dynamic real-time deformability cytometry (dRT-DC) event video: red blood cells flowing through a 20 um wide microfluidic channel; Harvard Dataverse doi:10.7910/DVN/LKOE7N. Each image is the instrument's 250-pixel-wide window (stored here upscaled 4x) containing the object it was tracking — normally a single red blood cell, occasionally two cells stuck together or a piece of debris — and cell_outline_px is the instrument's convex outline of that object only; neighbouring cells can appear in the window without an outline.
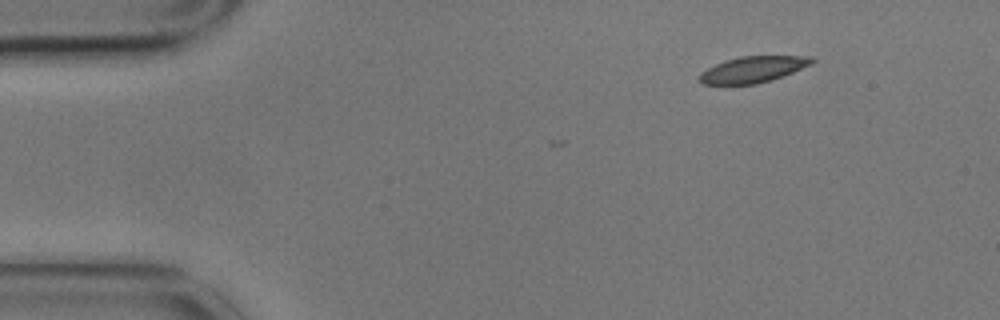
{"species": "common noctule bat (a hibernating species)", "species_latin": "Nyctalus noctula", "temperature_condition": "cold", "stored_images_in_passage": 2, "camera_frame_rate_fps": 3000, "um_per_image_px": 0.085, "animal": {"sex": "male", "body_mass_g": 17.9}, "frame": {"image": 1, "passage_image": 2, "time_ms": 0.333, "image_size_px": [1000, 320], "cell_outline_px": [[816, 60], [812, 64], [784, 76], [772, 80], [756, 84], [704, 84], [700, 80], [700, 72], [716, 64], [740, 56], [812, 56]], "centroid_in_image_um": [64.07, 5.9], "position_along_channel_um": 20.9, "area_um2": 17.05}}